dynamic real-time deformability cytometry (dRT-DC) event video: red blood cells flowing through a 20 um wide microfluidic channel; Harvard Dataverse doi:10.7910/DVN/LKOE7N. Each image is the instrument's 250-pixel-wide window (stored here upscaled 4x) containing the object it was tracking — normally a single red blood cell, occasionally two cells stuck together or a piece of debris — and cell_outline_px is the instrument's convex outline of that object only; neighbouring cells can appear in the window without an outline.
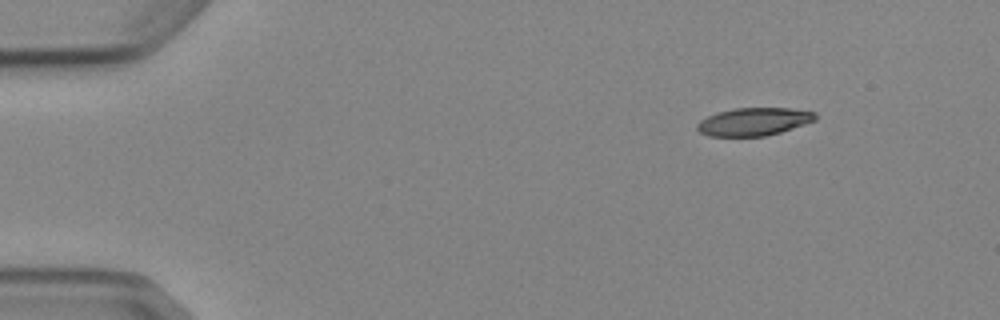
{"species": "Egyptian fruit bat (a non-hibernating species)", "species_latin": "Rousettus aegyptiacus", "temperature_condition": "cold", "stored_images_in_passage": 7, "camera_frame_rate_fps": 3000, "um_per_image_px": 0.085, "animal": {"sex": "female"}, "frame": {"image": 1, "passage_image": 1, "time_ms": 0.0, "image_size_px": [1000, 320], "cell_outline_px": [[816, 120], [780, 132], [764, 136], [708, 136], [700, 132], [696, 128], [696, 124], [700, 120], [716, 112], [736, 108], [792, 108], [816, 112]], "centroid_in_image_um": [64.06, 10.33], "position_along_channel_um": 20.9, "area_um2": 19.19}}
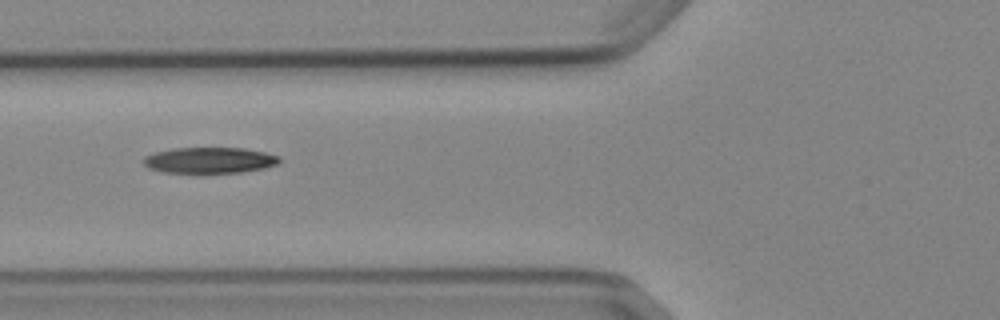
{"frame": {"image": 2, "passage_image": 5, "time_ms": 4.667, "image_size_px": [1000, 320], "cell_outline_px": [[280, 164], [264, 168], [240, 172], [204, 176], [200, 176], [160, 172], [148, 168], [144, 164], [144, 156], [156, 152], [172, 148], [244, 148], [264, 152], [280, 156]], "centroid_in_image_um": [17.78, 13.68], "position_along_channel_um": 108.0, "area_um2": 21.68}}